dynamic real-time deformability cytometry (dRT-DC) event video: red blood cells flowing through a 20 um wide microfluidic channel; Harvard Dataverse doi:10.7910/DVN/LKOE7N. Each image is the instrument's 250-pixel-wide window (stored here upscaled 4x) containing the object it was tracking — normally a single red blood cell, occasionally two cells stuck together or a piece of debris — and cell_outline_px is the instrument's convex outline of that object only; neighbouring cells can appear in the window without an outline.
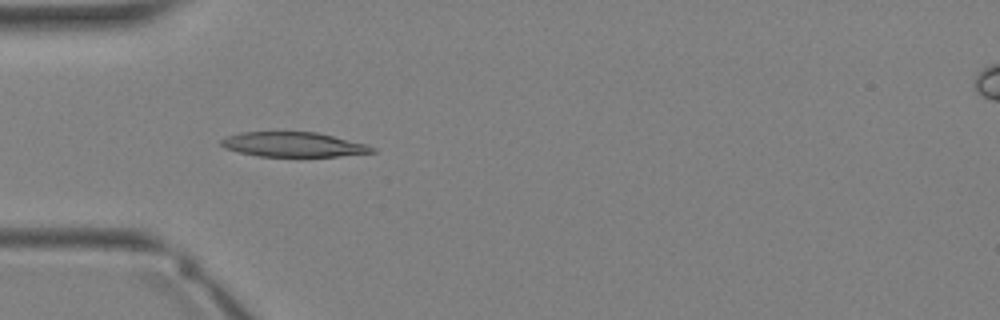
{"species": "Egyptian fruit bat (a non-hibernating species)", "species_latin": "Rousettus aegyptiacus", "temperature_condition": "warm", "stored_images_in_passage": 25, "camera_frame_rate_fps": 3000, "um_per_image_px": 0.085, "animal": {"sex": "female"}, "frame": {"image": 1, "passage_image": 2, "time_ms": 0.333, "image_size_px": [1000, 320], "cell_outline_px": [[376, 152], [340, 156], [256, 156], [224, 148], [220, 144], [220, 140], [228, 136], [240, 132], [316, 132], [368, 144], [376, 148]], "centroid_in_image_um": [24.96, 12.28], "position_along_channel_um": 60.0, "area_um2": 21.73}}
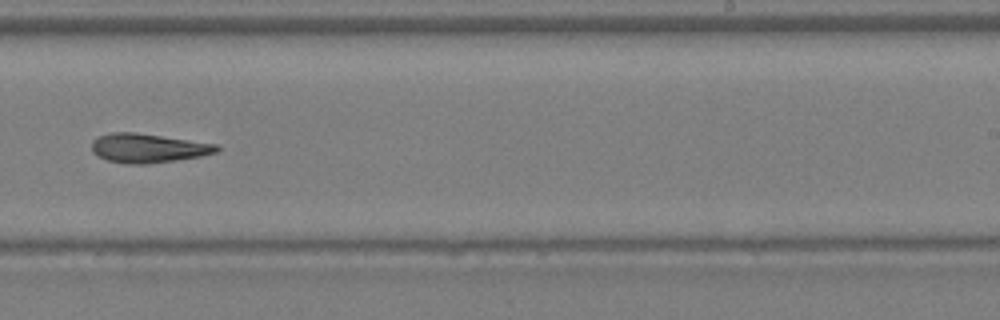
{"frame": {"image": 2, "passage_image": 13, "time_ms": 4.0, "image_size_px": [1000, 320], "cell_outline_px": [[220, 148], [216, 152], [200, 156], [176, 160], [144, 164], [128, 164], [108, 160], [92, 152], [92, 140], [100, 136], [112, 132], [136, 132], [216, 144]], "centroid_in_image_um": [12.57, 12.58], "position_along_channel_um": 276.4, "area_um2": 20.92}}
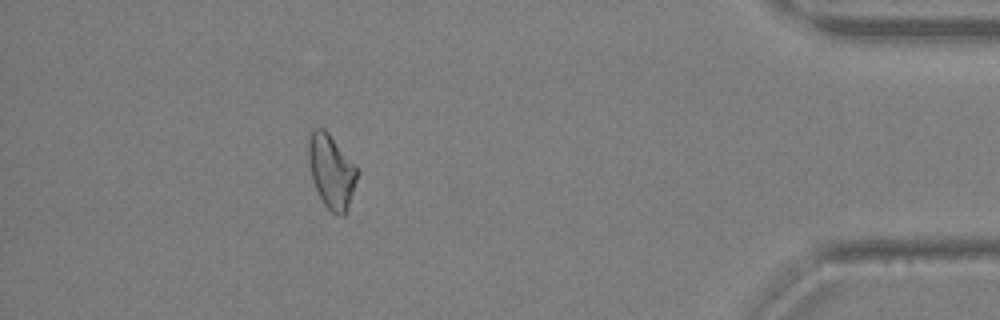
{"frame": {"image": 3, "passage_image": 22, "time_ms": 7.0, "image_size_px": [1000, 320], "cell_outline_px": [[360, 172], [344, 216], [336, 216], [324, 204], [312, 180], [308, 160], [308, 140], [312, 132], [316, 128], [324, 128], [328, 132]], "centroid_in_image_um": [28.16, 14.57], "position_along_channel_um": 407.0, "area_um2": 20.69}}